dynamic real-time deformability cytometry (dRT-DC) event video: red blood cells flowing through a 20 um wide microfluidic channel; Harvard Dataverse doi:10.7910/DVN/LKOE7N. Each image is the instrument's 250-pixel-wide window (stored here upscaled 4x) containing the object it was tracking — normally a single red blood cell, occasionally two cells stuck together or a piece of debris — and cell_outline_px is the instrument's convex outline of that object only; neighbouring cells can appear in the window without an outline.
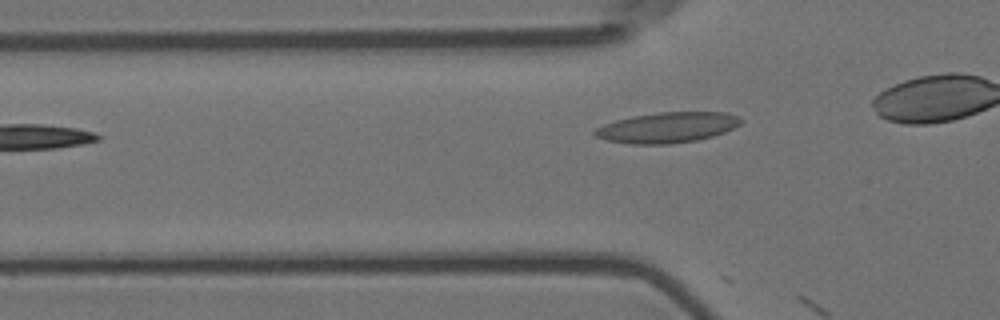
{"species": "Egyptian fruit bat (a non-hibernating species)", "species_latin": "Rousettus aegyptiacus", "temperature_condition": "room temperature", "stored_images_in_passage": 2, "camera_frame_rate_fps": 3000, "um_per_image_px": 0.085, "animal": {"sex": "female"}, "frame": {"image": 1, "passage_image": 2, "time_ms": 0.333, "image_size_px": [1000, 320], "cell_outline_px": [[744, 120], [740, 124], [724, 132], [712, 136], [696, 140], [668, 144], [632, 144], [608, 140], [596, 136], [592, 132], [596, 128], [604, 124], [616, 120], [632, 116], [660, 112], [724, 112], [736, 116]], "centroid_in_image_um": [56.72, 10.83], "position_along_channel_um": 69.1, "area_um2": 25.72}}